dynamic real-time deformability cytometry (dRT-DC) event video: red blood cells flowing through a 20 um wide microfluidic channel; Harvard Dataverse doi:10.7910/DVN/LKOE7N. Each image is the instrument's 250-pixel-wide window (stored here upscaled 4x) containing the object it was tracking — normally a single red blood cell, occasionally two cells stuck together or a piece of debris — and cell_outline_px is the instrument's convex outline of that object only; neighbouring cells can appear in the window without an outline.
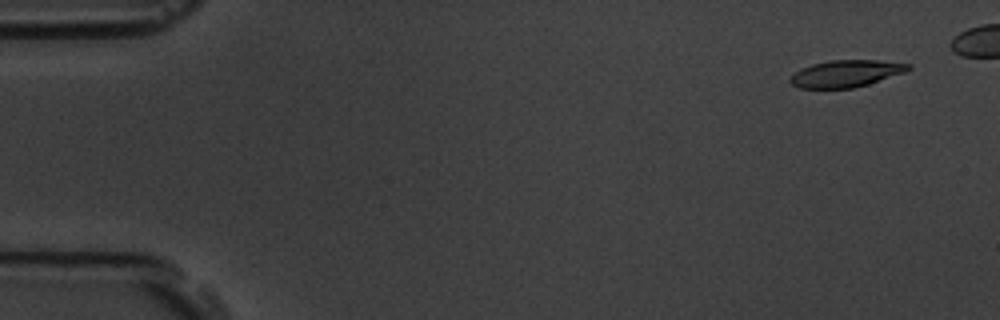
{"species": "common noctule bat (a hibernating species)", "species_latin": "Nyctalus noctula", "temperature_condition": "room temperature", "stored_images_in_passage": 9, "camera_frame_rate_fps": 3000, "um_per_image_px": 0.085, "animal": {"sex": "male", "body_mass_g": 19.5, "forearm_length_mm": 54.6}, "frame": {"image": 1, "passage_image": 1, "time_ms": 0.0, "image_size_px": [1000, 320], "cell_outline_px": [[912, 68], [904, 72], [868, 84], [852, 88], [800, 88], [792, 84], [788, 80], [800, 68], [812, 64], [828, 60], [876, 60], [912, 64]], "centroid_in_image_um": [71.9, 6.24], "position_along_channel_um": 13.1, "area_um2": 18.44}}
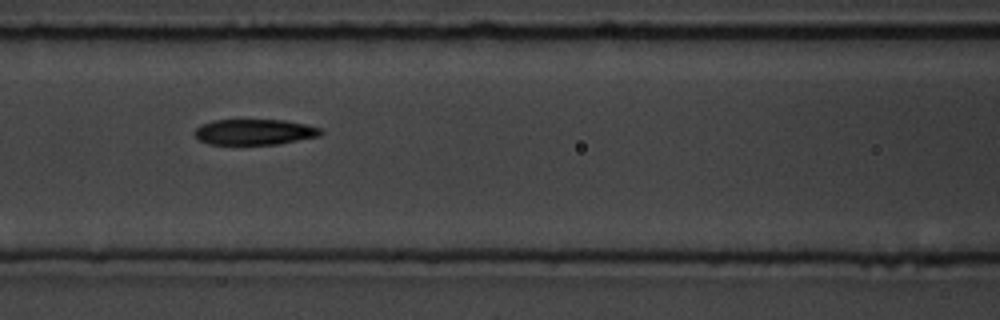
{"frame": {"image": 2, "passage_image": 7, "time_ms": 2.0, "image_size_px": [1000, 320], "cell_outline_px": [[324, 132], [320, 136], [276, 144], [208, 144], [200, 140], [192, 132], [200, 124], [212, 120], [284, 120], [304, 124], [320, 128]], "centroid_in_image_um": [21.6, 11.21], "position_along_channel_um": 145.0, "area_um2": 18.84}}
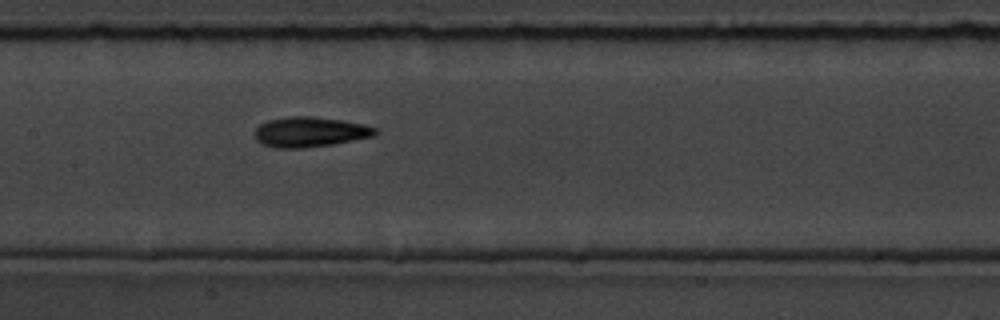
{"frame": {"image": 3, "passage_image": 8, "time_ms": 2.333, "image_size_px": [1000, 320], "cell_outline_px": [[380, 132], [376, 136], [332, 144], [304, 148], [276, 148], [264, 144], [256, 140], [256, 128], [260, 124], [268, 120], [288, 116], [312, 116], [344, 120], [364, 124], [376, 128]], "centroid_in_image_um": [26.4, 11.21], "position_along_channel_um": 181.0, "area_um2": 21.27}}